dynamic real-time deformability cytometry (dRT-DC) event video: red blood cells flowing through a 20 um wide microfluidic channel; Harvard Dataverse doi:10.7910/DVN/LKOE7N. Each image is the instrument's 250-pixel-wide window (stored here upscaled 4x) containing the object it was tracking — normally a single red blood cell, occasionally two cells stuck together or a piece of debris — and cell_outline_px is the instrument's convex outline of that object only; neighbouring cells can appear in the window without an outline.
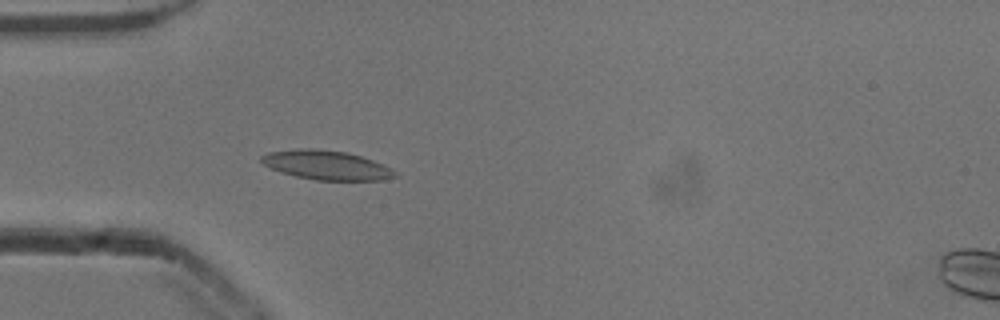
{"species": "common noctule bat (a hibernating species)", "species_latin": "Nyctalus noctula", "temperature_condition": "cold", "stored_images_in_passage": 53, "camera_frame_rate_fps": 3000, "um_per_image_px": 0.085, "animal": {"sex": "male", "body_mass_g": 13.3}, "frame": {"image": 1, "passage_image": 16, "time_ms": 5.0, "image_size_px": [1000, 320], "cell_outline_px": [[400, 176], [384, 180], [316, 180], [296, 176], [280, 172], [264, 164], [260, 160], [260, 156], [268, 152], [296, 148], [312, 148], [348, 152], [384, 164], [392, 168]], "centroid_in_image_um": [27.77, 14.03], "position_along_channel_um": 57.2, "area_um2": 22.95}}
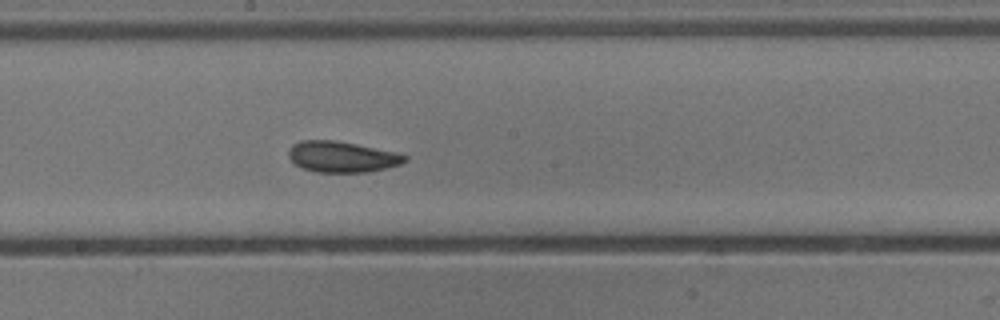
{"frame": {"image": 2, "passage_image": 29, "time_ms": 9.333, "image_size_px": [1000, 320], "cell_outline_px": [[408, 160], [400, 164], [368, 172], [316, 172], [300, 168], [288, 156], [288, 152], [292, 144], [300, 140], [332, 140], [356, 144], [396, 152], [408, 156]], "centroid_in_image_um": [29.04, 13.33], "position_along_channel_um": 219.2, "area_um2": 20.92}}
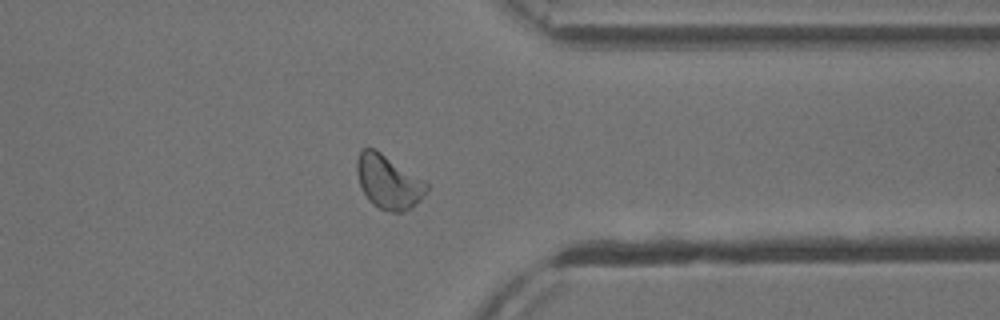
{"frame": {"image": 3, "passage_image": 42, "time_ms": 13.667, "image_size_px": [1000, 320], "cell_outline_px": [[428, 192], [412, 208], [400, 212], [392, 212], [380, 208], [372, 204], [368, 200], [360, 184], [356, 172], [356, 160], [360, 152], [364, 148], [376, 148], [428, 184]], "centroid_in_image_um": [33.0, 15.46], "position_along_channel_um": 378.4, "area_um2": 21.73}, "authors_computed_cell_mechanics": {"area_um2": 21.386, "velocity_mm_per_s": 3.8433, "shape_relaxation_time_tau1_ms": 6.1868, "shape_relaxation_time_tau2_ms": 3.0067, "deformation_change_tau1": 0.1187, "deformation_change_tau2": 0.0829}}